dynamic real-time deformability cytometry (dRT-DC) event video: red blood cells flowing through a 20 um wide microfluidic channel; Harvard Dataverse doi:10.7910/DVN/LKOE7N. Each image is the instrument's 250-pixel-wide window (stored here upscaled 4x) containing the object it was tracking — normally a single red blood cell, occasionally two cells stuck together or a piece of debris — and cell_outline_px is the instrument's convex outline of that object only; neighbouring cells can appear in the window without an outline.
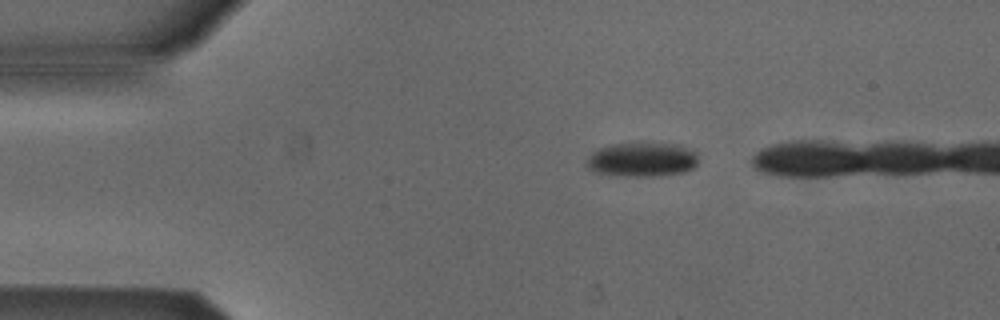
{"species": "Egyptian fruit bat (a non-hibernating species)", "species_latin": "Rousettus aegyptiacus", "temperature_condition": "cold", "stored_images_in_passage": 38, "camera_frame_rate_fps": 3000, "um_per_image_px": 0.085, "animal": {"sex": "male"}, "frame": {"image": 1, "passage_image": 5, "time_ms": 1.333, "image_size_px": [1000, 320], "cell_outline_px": [[700, 160], [696, 168], [684, 172], [660, 176], [608, 176], [592, 172], [584, 164], [584, 160], [596, 148], [608, 144], [640, 140], [680, 144], [692, 148], [700, 156]], "centroid_in_image_um": [54.57, 13.52], "position_along_channel_um": 30.4, "area_um2": 24.28}}
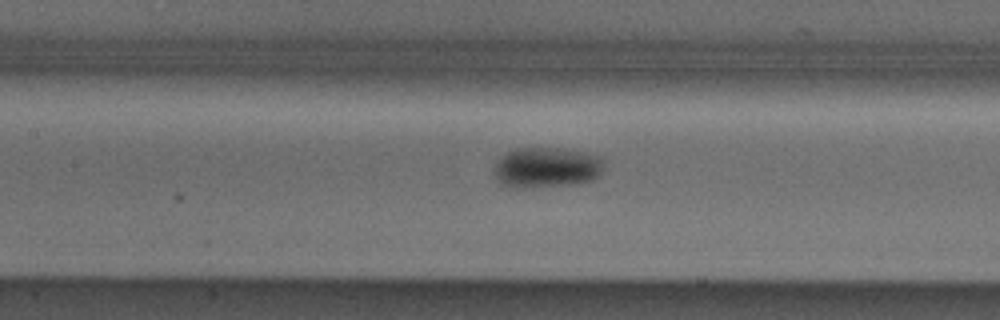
{"frame": {"image": 2, "passage_image": 19, "time_ms": 6.0, "image_size_px": [1000, 320], "cell_outline_px": [[604, 160], [600, 172], [592, 180], [576, 184], [532, 188], [516, 188], [500, 184], [496, 176], [496, 160], [500, 156], [516, 148], [564, 148], [588, 152], [600, 156]], "centroid_in_image_um": [46.47, 14.23], "position_along_channel_um": 160.9, "area_um2": 26.18}}
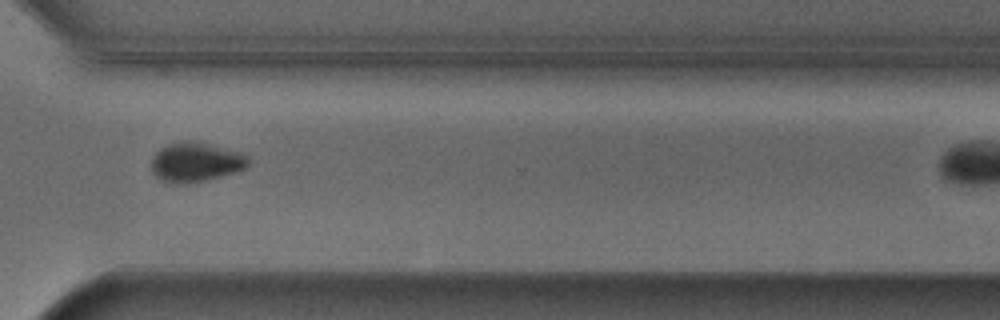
{"frame": {"image": 3, "passage_image": 34, "time_ms": 11.0, "image_size_px": [1000, 320], "cell_outline_px": [[248, 168], [236, 172], [204, 180], [164, 180], [156, 176], [152, 172], [152, 156], [160, 148], [168, 144], [184, 140], [196, 140], [248, 152]], "centroid_in_image_um": [16.74, 13.68], "position_along_channel_um": 353.9, "area_um2": 22.14}}